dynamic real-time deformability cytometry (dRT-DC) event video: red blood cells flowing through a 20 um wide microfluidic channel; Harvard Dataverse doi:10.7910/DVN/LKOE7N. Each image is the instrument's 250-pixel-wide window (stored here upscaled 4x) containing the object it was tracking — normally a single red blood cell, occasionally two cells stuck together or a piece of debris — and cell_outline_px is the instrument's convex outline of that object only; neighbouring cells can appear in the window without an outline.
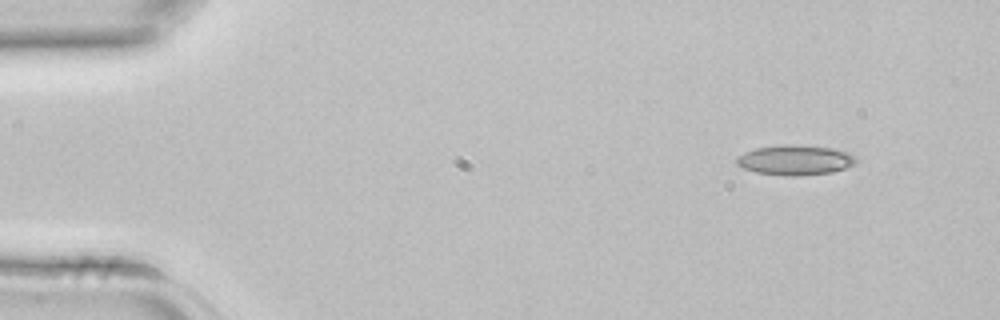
{"species": "common noctule bat (a hibernating species)", "species_latin": "Nyctalus noctula", "temperature_condition": "room temperature", "stored_images_in_passage": 3, "camera_frame_rate_fps": 3000, "um_per_image_px": 0.085, "animal": {"sex": "female", "body_mass_g": 22.7, "forearm_length_mm": 54.2}, "frame": {"image": 1, "passage_image": 1, "time_ms": 0.0, "image_size_px": [1000, 320], "cell_outline_px": [[860, 160], [856, 164], [832, 172], [800, 176], [788, 176], [756, 172], [744, 168], [736, 164], [736, 156], [744, 152], [756, 148], [780, 144], [788, 144], [832, 148], [848, 152], [856, 156]], "centroid_in_image_um": [67.61, 13.6], "position_along_channel_um": 17.4, "area_um2": 21.1}}
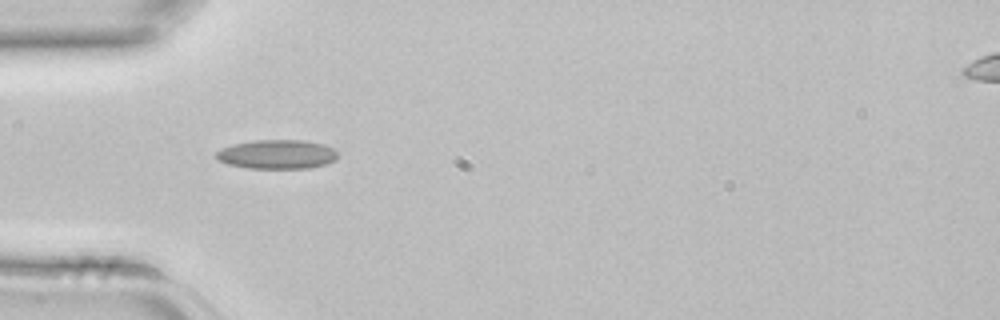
{"frame": {"image": 2, "passage_image": 3, "time_ms": 0.667, "image_size_px": [1000, 320], "cell_outline_px": [[336, 160], [328, 164], [308, 168], [248, 168], [228, 164], [216, 160], [216, 152], [232, 144], [256, 140], [304, 140], [324, 144], [332, 148], [336, 152]], "centroid_in_image_um": [23.55, 13.12], "position_along_channel_um": 61.4, "area_um2": 20.63}}